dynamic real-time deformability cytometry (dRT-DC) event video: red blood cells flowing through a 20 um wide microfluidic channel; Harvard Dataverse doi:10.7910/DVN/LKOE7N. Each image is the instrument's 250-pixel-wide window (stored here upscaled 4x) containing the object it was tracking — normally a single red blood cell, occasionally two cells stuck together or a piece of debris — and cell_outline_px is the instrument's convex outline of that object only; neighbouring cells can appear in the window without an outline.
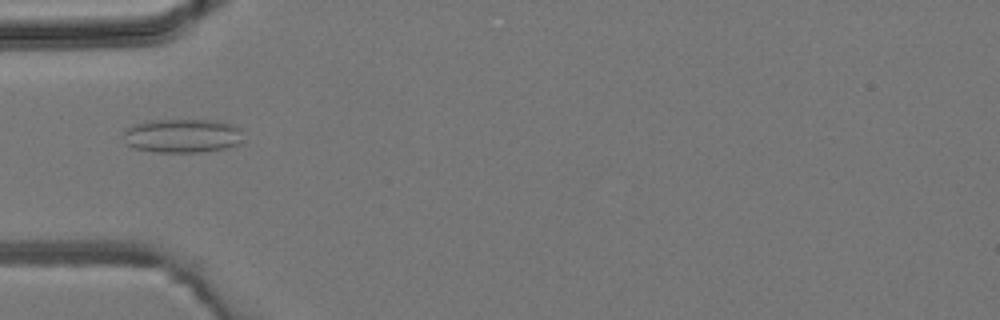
{"species": "common noctule bat (a hibernating species)", "species_latin": "Nyctalus noctula", "temperature_condition": "room temperature", "stored_images_in_passage": 5, "camera_frame_rate_fps": 3000, "um_per_image_px": 0.085, "animal": {"sex": "male", "body_mass_g": 19.2, "forearm_length_mm": 51.8}, "frame": {"image": 1, "passage_image": 4, "time_ms": 3.667, "image_size_px": [1000, 320], "cell_outline_px": [[244, 140], [240, 144], [228, 148], [200, 152], [156, 152], [136, 148], [124, 144], [124, 128], [132, 124], [148, 120], [212, 120], [232, 124], [240, 128]], "centroid_in_image_um": [15.5, 11.54], "position_along_channel_um": 69.5, "area_um2": 24.1}}